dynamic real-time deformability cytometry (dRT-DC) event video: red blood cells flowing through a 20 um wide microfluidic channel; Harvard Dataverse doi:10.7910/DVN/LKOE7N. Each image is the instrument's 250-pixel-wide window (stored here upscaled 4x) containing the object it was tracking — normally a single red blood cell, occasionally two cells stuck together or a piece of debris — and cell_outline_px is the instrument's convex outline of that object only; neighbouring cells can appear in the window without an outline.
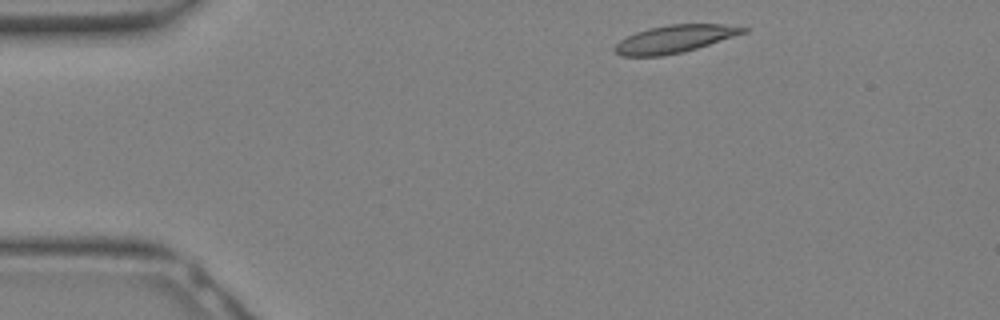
{"species": "Egyptian fruit bat (a non-hibernating species)", "species_latin": "Rousettus aegyptiacus", "temperature_condition": "warm", "stored_images_in_passage": 13, "camera_frame_rate_fps": 3000, "um_per_image_px": 0.085, "animal": {"sex": "female"}, "frame": {"image": 1, "passage_image": 1, "time_ms": 0.0, "image_size_px": [1000, 320], "cell_outline_px": [[748, 32], [684, 52], [664, 56], [620, 56], [612, 48], [620, 40], [636, 32], [648, 28], [668, 24], [720, 24], [748, 28]], "centroid_in_image_um": [57.33, 3.32], "position_along_channel_um": 27.7, "area_um2": 20.69}}
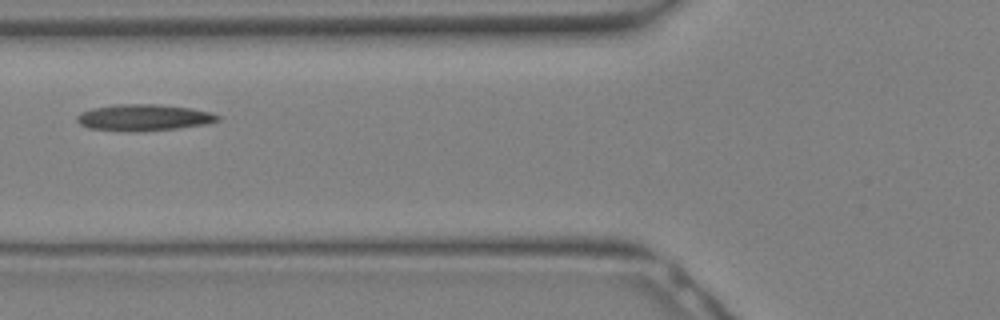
{"frame": {"image": 2, "passage_image": 8, "time_ms": 2.333, "image_size_px": [1000, 320], "cell_outline_px": [[220, 120], [208, 124], [176, 128], [136, 132], [88, 128], [80, 124], [76, 120], [76, 116], [80, 112], [92, 108], [116, 104], [160, 104], [192, 108], [212, 112], [220, 116]], "centroid_in_image_um": [12.23, 9.98], "position_along_channel_um": 113.6, "area_um2": 21.91}}
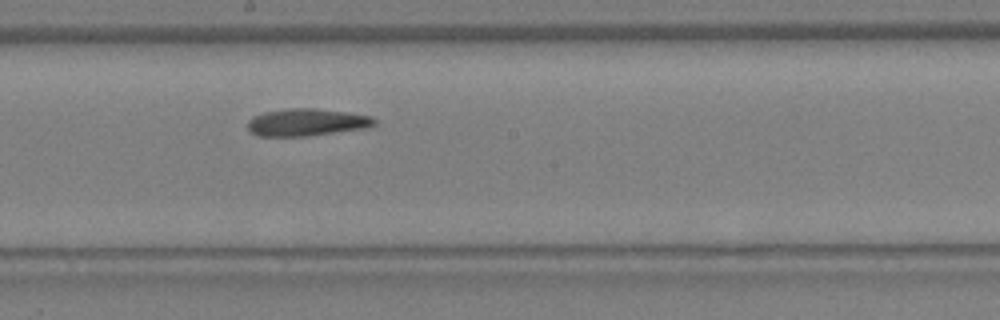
{"frame": {"image": 3, "passage_image": 13, "time_ms": 4.0, "image_size_px": [1000, 320], "cell_outline_px": [[376, 124], [364, 128], [304, 136], [260, 136], [252, 132], [248, 128], [248, 120], [252, 116], [264, 112], [288, 108], [316, 108], [372, 116], [376, 120]], "centroid_in_image_um": [26.04, 10.38], "position_along_channel_um": 222.2, "area_um2": 19.94}}